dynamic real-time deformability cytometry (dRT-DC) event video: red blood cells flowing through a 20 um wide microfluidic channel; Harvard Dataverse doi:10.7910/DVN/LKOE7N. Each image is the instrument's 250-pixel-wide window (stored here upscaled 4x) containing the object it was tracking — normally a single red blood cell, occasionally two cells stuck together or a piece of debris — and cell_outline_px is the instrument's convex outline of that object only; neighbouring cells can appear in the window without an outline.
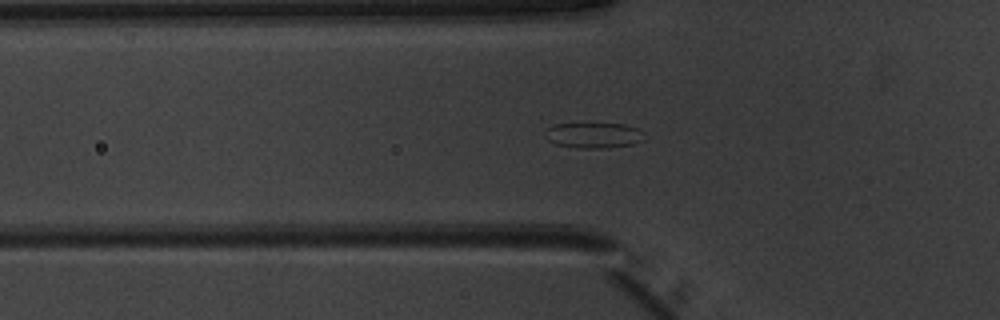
{"species": "common noctule bat (a hibernating species)", "species_latin": "Nyctalus noctula", "temperature_condition": "warm", "stored_images_in_passage": 54, "segment_of_instrument_passage": [1, 2], "camera_frame_rate_fps": 3000, "um_per_image_px": 0.085, "animal": {"sex": "male", "body_mass_g": 20.1, "forearm_length_mm": 53.5}, "frame": {"image": 1, "passage_image": 19, "time_ms": 6.0, "image_size_px": [1000, 320], "cell_outline_px": [[644, 140], [632, 144], [608, 148], [576, 148], [556, 144], [548, 140], [544, 136], [544, 132], [548, 128], [556, 124], [624, 124], [640, 128], [644, 132]], "centroid_in_image_um": [50.49, 11.5], "position_along_channel_um": 75.3, "area_um2": 14.85}}
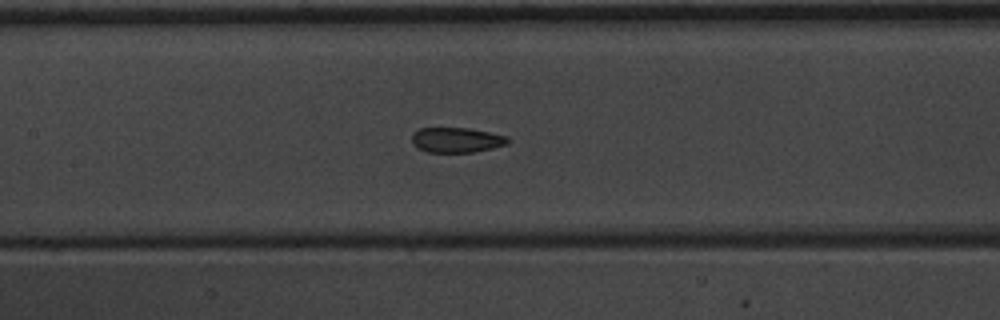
{"frame": {"image": 2, "passage_image": 26, "time_ms": 8.333, "image_size_px": [1000, 320], "cell_outline_px": [[508, 144], [476, 152], [428, 152], [416, 148], [412, 140], [412, 132], [420, 128], [468, 128], [508, 136]], "centroid_in_image_um": [38.79, 11.9], "position_along_channel_um": 168.6, "area_um2": 14.05}}
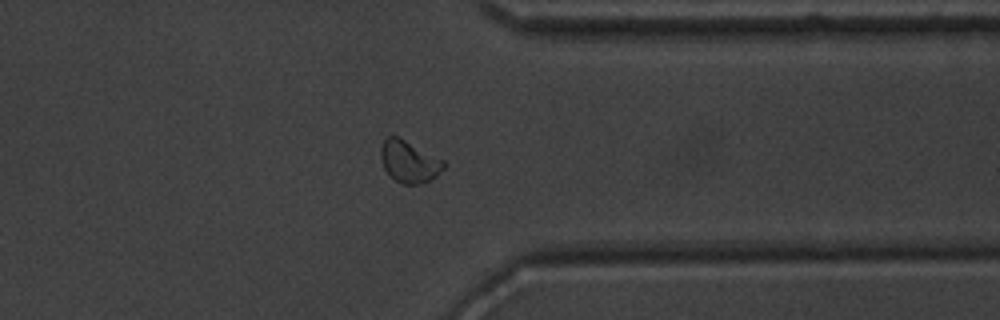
{"frame": {"image": 3, "passage_image": 42, "time_ms": 13.667, "image_size_px": [1000, 320], "cell_outline_px": [[448, 164], [432, 180], [420, 184], [404, 184], [396, 180], [384, 168], [380, 156], [380, 148], [384, 140], [388, 136], [400, 136], [444, 160]], "centroid_in_image_um": [34.81, 13.71], "position_along_channel_um": 376.6, "area_um2": 15.55}}